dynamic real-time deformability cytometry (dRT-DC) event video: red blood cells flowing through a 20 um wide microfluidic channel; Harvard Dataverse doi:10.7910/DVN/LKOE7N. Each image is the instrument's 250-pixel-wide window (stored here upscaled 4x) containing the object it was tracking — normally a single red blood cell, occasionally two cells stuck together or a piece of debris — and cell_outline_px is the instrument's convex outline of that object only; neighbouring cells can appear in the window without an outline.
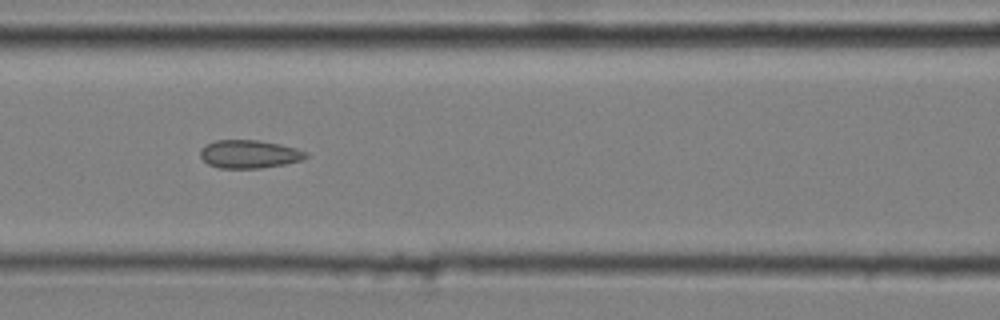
{"species": "common noctule bat (a hibernating species)", "species_latin": "Nyctalus noctula", "temperature_condition": "cold", "stored_images_in_passage": 13, "camera_frame_rate_fps": 3000, "um_per_image_px": 0.085, "animal": {"sex": "male", "body_mass_g": 20.4}, "frame": {"image": 1, "passage_image": 6, "time_ms": 1.667, "image_size_px": [1000, 320], "cell_outline_px": [[308, 156], [300, 160], [284, 164], [260, 168], [220, 168], [208, 164], [200, 156], [200, 148], [204, 144], [216, 140], [260, 140], [280, 144], [296, 148], [308, 152]], "centroid_in_image_um": [21.16, 13.09], "position_along_channel_um": 145.4, "area_um2": 17.4}}
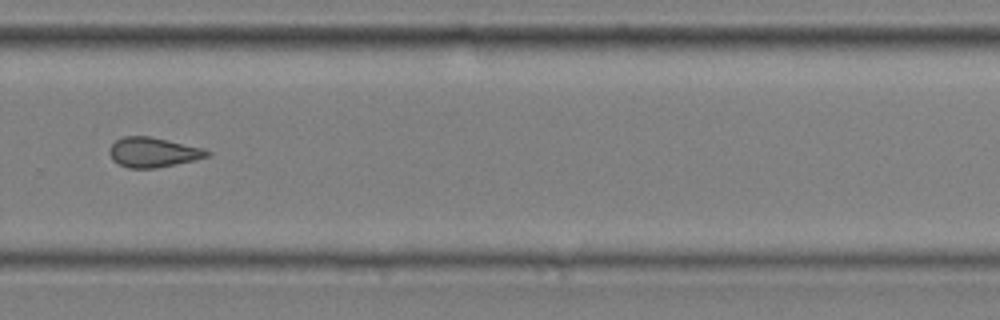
{"frame": {"image": 2, "passage_image": 10, "time_ms": 3.0, "image_size_px": [1000, 320], "cell_outline_px": [[212, 152], [208, 156], [196, 160], [156, 168], [128, 168], [112, 160], [108, 152], [108, 148], [116, 140], [124, 136], [152, 136], [200, 148]], "centroid_in_image_um": [12.97, 12.94], "position_along_channel_um": 316.8, "area_um2": 16.94}}
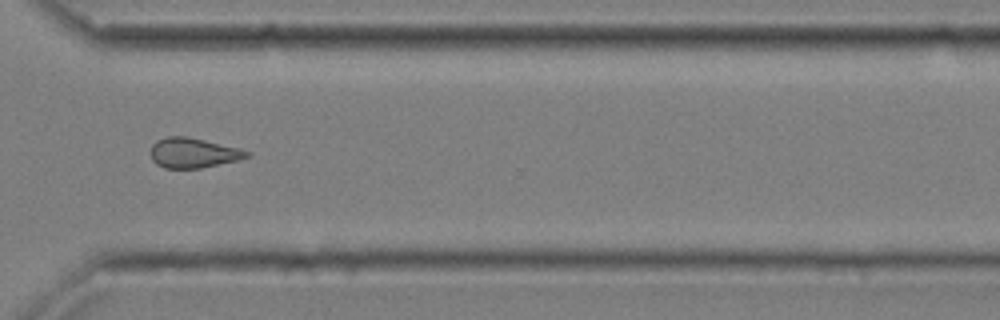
{"frame": {"image": 3, "passage_image": 11, "time_ms": 3.333, "image_size_px": [1000, 320], "cell_outline_px": [[252, 152], [248, 156], [236, 160], [200, 168], [164, 168], [156, 164], [152, 160], [148, 152], [152, 144], [156, 140], [168, 136], [188, 136], [240, 148]], "centroid_in_image_um": [16.36, 12.98], "position_along_channel_um": 354.2, "area_um2": 16.94}}